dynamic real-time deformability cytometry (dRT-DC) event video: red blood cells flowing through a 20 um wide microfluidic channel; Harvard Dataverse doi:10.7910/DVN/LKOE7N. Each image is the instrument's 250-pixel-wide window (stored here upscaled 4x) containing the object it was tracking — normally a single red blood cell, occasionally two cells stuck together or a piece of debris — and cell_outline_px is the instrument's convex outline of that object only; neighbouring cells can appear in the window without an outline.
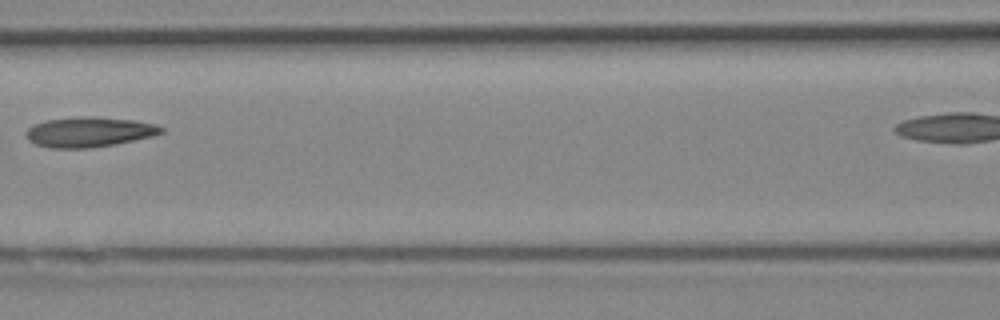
{"species": "Egyptian fruit bat (a non-hibernating species)", "species_latin": "Rousettus aegyptiacus", "temperature_condition": "cold", "stored_images_in_passage": 7, "segment_of_instrument_passage": [1, 2], "camera_frame_rate_fps": 3000, "um_per_image_px": 0.085, "animal": {"sex": "female"}, "frame": {"image": 1, "passage_image": 6, "time_ms": 1.667, "image_size_px": [1000, 320], "cell_outline_px": [[164, 132], [152, 136], [116, 144], [92, 148], [48, 148], [36, 144], [28, 140], [24, 132], [28, 128], [36, 124], [48, 120], [80, 116], [96, 116], [132, 120], [156, 124], [164, 128]], "centroid_in_image_um": [7.58, 11.22], "position_along_channel_um": 159.0, "area_um2": 23.76}}